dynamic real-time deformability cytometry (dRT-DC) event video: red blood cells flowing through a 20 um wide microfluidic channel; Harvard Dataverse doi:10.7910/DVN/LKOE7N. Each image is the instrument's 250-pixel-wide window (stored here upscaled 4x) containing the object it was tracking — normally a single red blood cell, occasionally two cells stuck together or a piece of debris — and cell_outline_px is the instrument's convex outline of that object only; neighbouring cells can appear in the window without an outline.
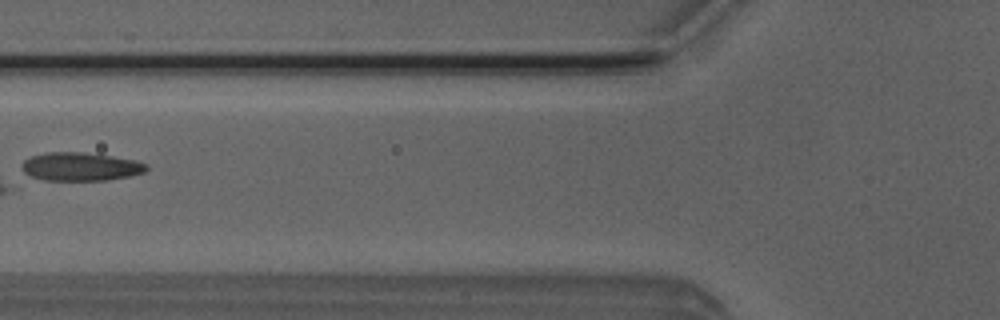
{"species": "Egyptian fruit bat (a non-hibernating species)", "species_latin": "Rousettus aegyptiacus", "temperature_condition": "room temperature", "stored_images_in_passage": 7, "camera_frame_rate_fps": 3000, "um_per_image_px": 0.085, "animal": {"sex": "male"}, "frame": {"image": 1, "passage_image": 7, "time_ms": 7.0, "image_size_px": [1000, 320], "cell_outline_px": [[148, 168], [144, 172], [128, 176], [108, 180], [44, 180], [32, 176], [24, 172], [20, 168], [20, 164], [24, 160], [32, 156], [48, 152], [84, 152], [112, 156], [136, 160], [148, 164]], "centroid_in_image_um": [6.84, 14.16], "position_along_channel_um": 119.0, "area_um2": 20.63}}